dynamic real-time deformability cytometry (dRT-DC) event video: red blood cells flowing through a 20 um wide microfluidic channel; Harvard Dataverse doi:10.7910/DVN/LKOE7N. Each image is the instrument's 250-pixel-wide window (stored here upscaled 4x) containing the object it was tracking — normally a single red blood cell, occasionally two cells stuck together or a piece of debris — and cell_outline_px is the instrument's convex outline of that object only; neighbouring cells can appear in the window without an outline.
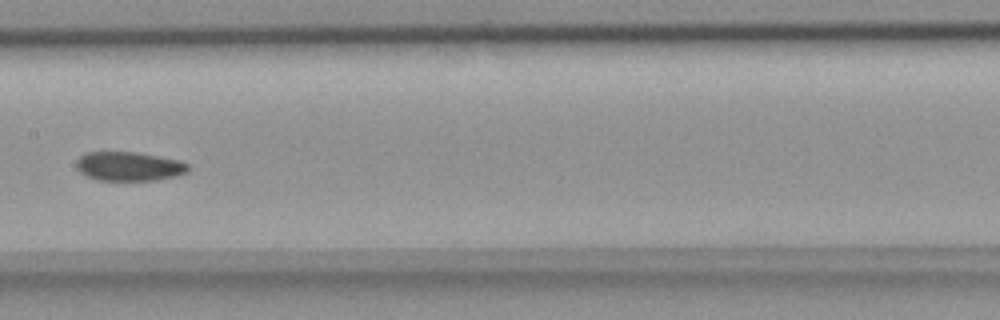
{"species": "common noctule bat (a hibernating species)", "species_latin": "Nyctalus noctula", "temperature_condition": "room temperature", "stored_images_in_passage": 7, "camera_frame_rate_fps": 3000, "um_per_image_px": 0.085, "animal": {"sex": "female", "body_mass_g": 18.4}, "frame": {"image": 1, "passage_image": 7, "time_ms": 2.0, "image_size_px": [1000, 320], "cell_outline_px": [[188, 172], [176, 176], [156, 180], [100, 180], [88, 176], [80, 172], [76, 168], [76, 160], [84, 152], [136, 152], [180, 160], [188, 164]], "centroid_in_image_um": [10.96, 14.13], "position_along_channel_um": 196.4, "area_um2": 18.96}}